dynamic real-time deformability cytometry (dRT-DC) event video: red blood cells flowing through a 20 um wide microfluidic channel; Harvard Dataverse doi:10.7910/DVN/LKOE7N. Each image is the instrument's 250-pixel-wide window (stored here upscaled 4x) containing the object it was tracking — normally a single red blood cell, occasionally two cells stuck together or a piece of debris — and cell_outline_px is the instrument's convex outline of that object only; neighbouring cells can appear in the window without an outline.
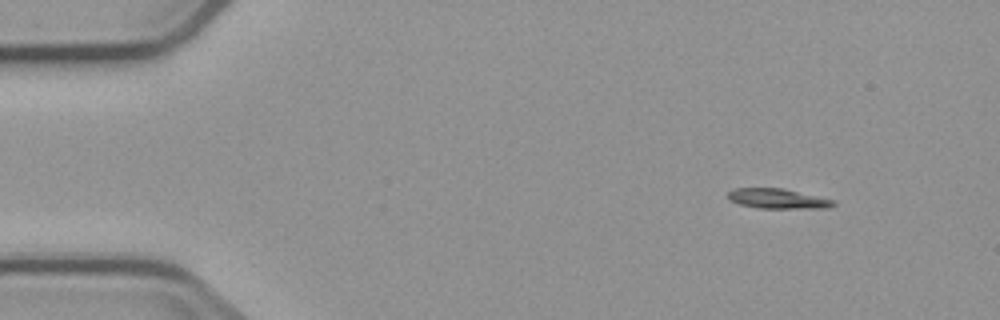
{"species": "common noctule bat (a hibernating species)", "species_latin": "Nyctalus noctula", "temperature_condition": "cold", "stored_images_in_passage": 4, "camera_frame_rate_fps": 3000, "um_per_image_px": 0.085, "animal": {"sex": "male", "body_mass_g": 23.1, "forearm_length_mm": 52.7}, "frame": {"image": 1, "passage_image": 1, "time_ms": 0.0, "image_size_px": [1000, 320], "cell_outline_px": [[836, 204], [828, 208], [760, 208], [740, 204], [728, 200], [728, 192], [736, 188], [784, 188], [836, 200]], "centroid_in_image_um": [66.14, 16.88], "position_along_channel_um": 18.9, "area_um2": 12.31}}